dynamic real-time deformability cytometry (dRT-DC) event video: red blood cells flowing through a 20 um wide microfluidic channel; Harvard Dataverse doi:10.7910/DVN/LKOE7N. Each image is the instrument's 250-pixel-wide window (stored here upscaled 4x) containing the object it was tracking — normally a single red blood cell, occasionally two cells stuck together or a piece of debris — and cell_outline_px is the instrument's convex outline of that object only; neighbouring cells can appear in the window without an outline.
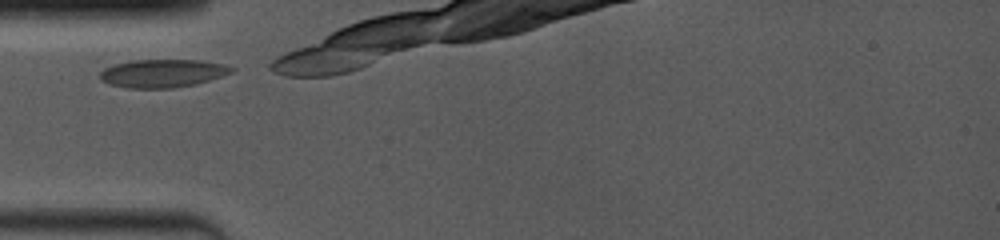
{"species": "common noctule bat (a hibernating species)", "species_latin": "Nyctalus noctula", "temperature_condition": "room temperature", "stored_images_in_passage": 6, "camera_frame_rate_fps": 4000, "um_per_image_px": 0.085, "animal": {"sex": "female", "body_mass_g": 19.0, "forearm_length_mm": 53.3}, "frame": {"image": 1, "passage_image": 1, "time_ms": 0.0, "image_size_px": [1000, 240], "cell_outline_px": [[236, 68], [232, 72], [196, 84], [172, 88], [128, 88], [108, 84], [100, 80], [100, 72], [104, 68], [112, 64], [132, 60], [200, 60], [224, 64]], "centroid_in_image_um": [13.78, 6.23], "position_along_channel_um": 71.2, "area_um2": 21.62}}